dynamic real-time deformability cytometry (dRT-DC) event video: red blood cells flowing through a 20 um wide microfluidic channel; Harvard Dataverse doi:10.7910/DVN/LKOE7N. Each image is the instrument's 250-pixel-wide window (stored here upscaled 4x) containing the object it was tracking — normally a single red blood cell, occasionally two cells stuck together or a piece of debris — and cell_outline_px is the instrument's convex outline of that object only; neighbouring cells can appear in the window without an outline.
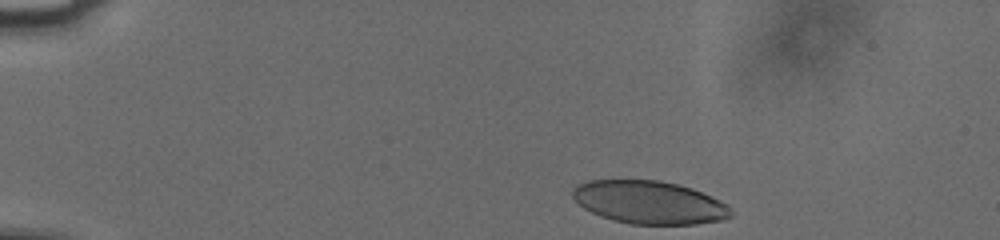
{"species": "human", "species_latin": "Homo sapiens", "temperature_condition": "cold", "stored_images_in_passage": 38, "camera_frame_rate_fps": 3000, "um_per_image_px": 0.085, "donor": {"sex": "male"}, "frame": {"image": 1, "passage_image": 1, "time_ms": 0.0, "image_size_px": [1000, 240], "cell_outline_px": [[732, 216], [724, 220], [696, 224], [628, 224], [612, 220], [600, 216], [584, 208], [572, 196], [572, 188], [576, 184], [588, 180], [660, 180], [692, 188], [712, 196], [728, 204], [732, 212]], "centroid_in_image_um": [55.2, 17.2], "position_along_channel_um": 29.8, "area_um2": 39.94}}
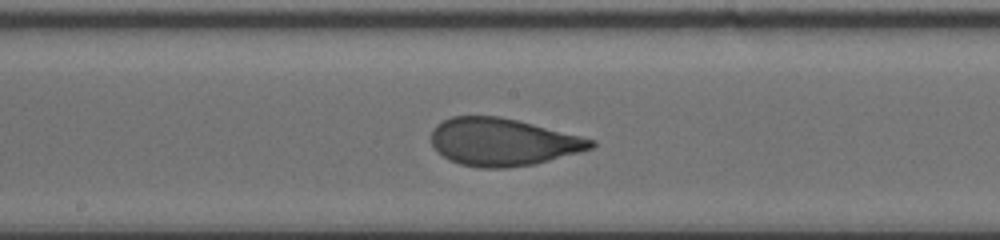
{"frame": {"image": 2, "passage_image": 22, "time_ms": 7.0, "image_size_px": [1000, 240], "cell_outline_px": [[596, 144], [592, 148], [580, 152], [536, 164], [504, 168], [480, 168], [460, 164], [448, 160], [436, 152], [432, 144], [432, 128], [436, 124], [452, 116], [500, 116], [596, 140]], "centroid_in_image_um": [42.7, 12.08], "position_along_channel_um": 205.5, "area_um2": 44.27}}
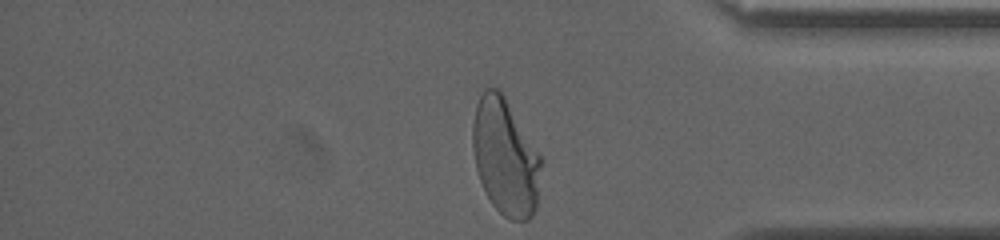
{"frame": {"image": 3, "passage_image": 38, "time_ms": 12.333, "image_size_px": [1000, 240], "cell_outline_px": [[544, 160], [536, 208], [532, 216], [528, 220], [512, 220], [504, 216], [492, 204], [480, 180], [476, 168], [472, 148], [472, 124], [476, 104], [484, 88], [496, 88], [504, 96]], "centroid_in_image_um": [42.97, 13.36], "position_along_channel_um": 392.2, "area_um2": 46.76}, "authors_computed_cell_mechanics": {"area_um2": 43.7546, "velocity_mm_per_s": 3.7616, "shape_relaxation_time_tau1_ms": 4.8124, "shape_relaxation_time_tau2_ms": null, "deformation_change_tau1": 0.1773, "deformation_change_tau2": null}}